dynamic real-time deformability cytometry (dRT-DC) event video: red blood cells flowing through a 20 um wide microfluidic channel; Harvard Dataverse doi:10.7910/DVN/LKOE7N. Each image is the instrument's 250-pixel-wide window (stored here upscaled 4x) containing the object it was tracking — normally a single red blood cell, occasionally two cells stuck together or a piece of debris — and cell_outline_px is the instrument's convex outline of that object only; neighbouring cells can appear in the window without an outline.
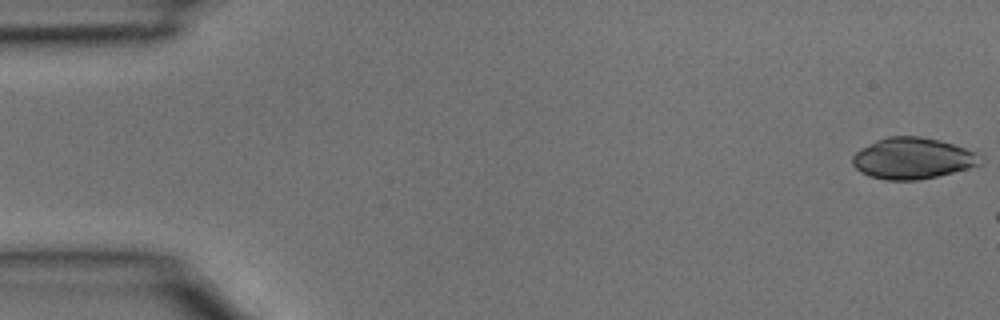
{"species": "common noctule bat (a hibernating species)", "species_latin": "Nyctalus noctula", "temperature_condition": "room temperature", "stored_images_in_passage": 6, "camera_frame_rate_fps": 3000, "um_per_image_px": 0.085, "animal": {"sex": "male", "body_mass_g": 15.6}, "frame": {"image": 1, "passage_image": 1, "time_ms": 0.0, "image_size_px": [1000, 320], "cell_outline_px": [[980, 164], [968, 168], [936, 176], [916, 180], [884, 180], [868, 176], [860, 172], [852, 164], [852, 156], [860, 148], [876, 140], [888, 136], [920, 136], [940, 140], [976, 152]], "centroid_in_image_um": [77.49, 13.46], "position_along_channel_um": 7.5, "area_um2": 30.52}}